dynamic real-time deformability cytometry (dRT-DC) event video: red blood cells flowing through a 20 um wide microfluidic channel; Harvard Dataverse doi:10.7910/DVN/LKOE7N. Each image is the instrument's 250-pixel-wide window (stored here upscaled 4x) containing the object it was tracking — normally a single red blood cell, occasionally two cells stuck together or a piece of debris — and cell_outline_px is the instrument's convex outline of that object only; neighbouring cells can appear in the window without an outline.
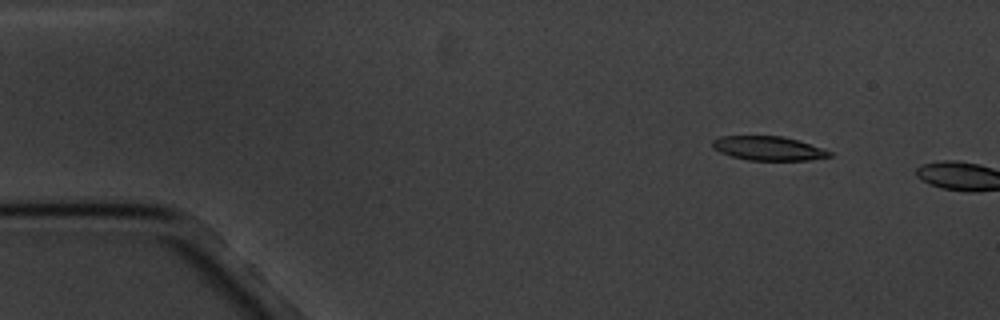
{"species": "common noctule bat (a hibernating species)", "species_latin": "Nyctalus noctula", "temperature_condition": "cold", "stored_images_in_passage": 3, "camera_frame_rate_fps": 3000, "um_per_image_px": 0.085, "animal": {"sex": "male", "body_mass_g": 20.1, "forearm_length_mm": 53.5}, "frame": {"image": 1, "passage_image": 2, "time_ms": 2.0, "image_size_px": [1000, 320], "cell_outline_px": [[832, 156], [808, 160], [748, 160], [732, 156], [720, 152], [712, 148], [712, 140], [720, 136], [784, 136], [832, 152]], "centroid_in_image_um": [65.26, 12.61], "position_along_channel_um": 19.7, "area_um2": 16.24}}